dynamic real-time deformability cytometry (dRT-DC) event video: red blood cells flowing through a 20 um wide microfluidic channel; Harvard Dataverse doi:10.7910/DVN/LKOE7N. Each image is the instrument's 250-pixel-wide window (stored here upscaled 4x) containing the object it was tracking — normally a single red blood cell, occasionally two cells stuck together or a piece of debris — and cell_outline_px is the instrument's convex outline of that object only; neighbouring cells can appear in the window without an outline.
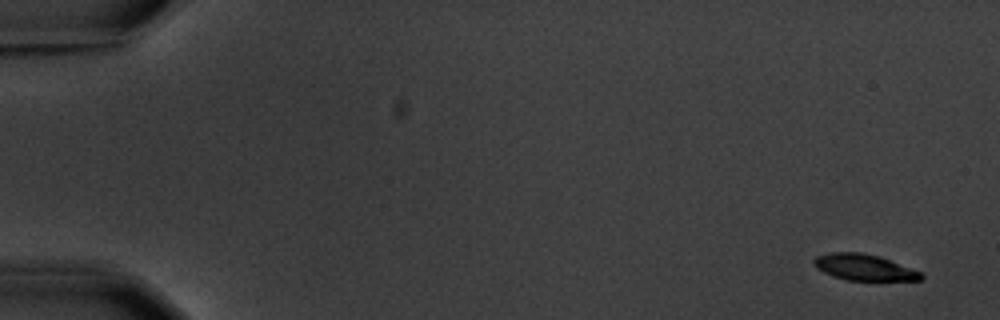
{"species": "common noctule bat (a hibernating species)", "species_latin": "Nyctalus noctula", "temperature_condition": "warm", "stored_images_in_passage": 7, "camera_frame_rate_fps": 3000, "um_per_image_px": 0.085, "animal": {"sex": "male", "body_mass_g": 20.1, "forearm_length_mm": 53.5}, "frame": {"image": 1, "passage_image": 1, "time_ms": 0.0, "image_size_px": [1000, 320], "cell_outline_px": [[924, 276], [920, 280], [848, 280], [832, 276], [816, 268], [812, 264], [812, 260], [816, 256], [832, 252], [860, 252], [880, 256], [920, 272]], "centroid_in_image_um": [73.39, 22.71], "position_along_channel_um": 11.6, "area_um2": 16.24}}
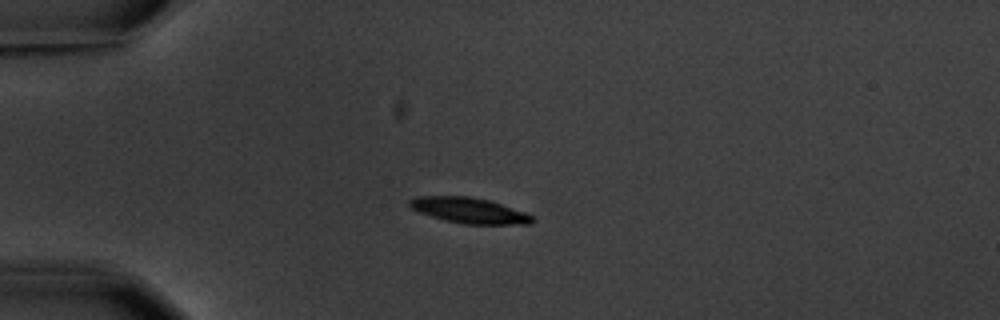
{"frame": {"image": 2, "passage_image": 4, "time_ms": 4.333, "image_size_px": [1000, 320], "cell_outline_px": [[536, 220], [532, 224], [464, 224], [444, 220], [420, 212], [412, 208], [408, 204], [408, 200], [416, 196], [468, 196], [488, 200], [536, 216]], "centroid_in_image_um": [39.91, 17.89], "position_along_channel_um": 45.1, "area_um2": 18.26}}